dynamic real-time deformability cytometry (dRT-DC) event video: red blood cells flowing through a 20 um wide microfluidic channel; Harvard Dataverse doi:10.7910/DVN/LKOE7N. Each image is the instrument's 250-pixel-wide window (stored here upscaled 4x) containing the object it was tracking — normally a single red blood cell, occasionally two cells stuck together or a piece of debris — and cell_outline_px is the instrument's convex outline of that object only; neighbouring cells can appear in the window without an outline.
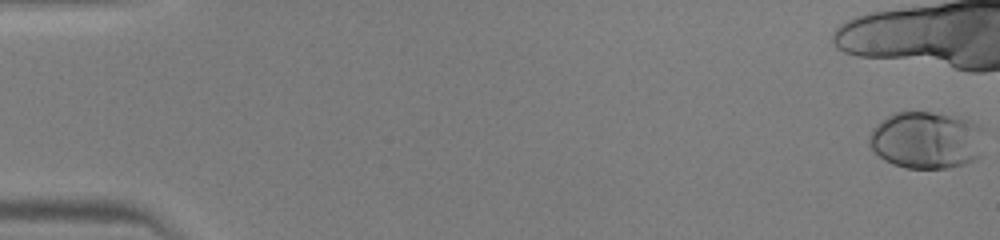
{"species": "human", "species_latin": "Homo sapiens", "temperature_condition": "warm", "stored_images_in_passage": 13, "camera_frame_rate_fps": 3000, "um_per_image_px": 0.085, "donor": {"sex": "male"}, "frame": {"image": 1, "passage_image": 1, "time_ms": 0.0, "image_size_px": [1000, 240], "cell_outline_px": [[980, 156], [976, 160], [964, 164], [948, 168], [904, 168], [892, 164], [884, 160], [868, 144], [868, 140], [872, 128], [876, 124], [888, 116], [896, 112], [932, 112], [968, 120], [976, 124], [980, 128]], "centroid_in_image_um": [78.69, 11.93], "position_along_channel_um": 6.3, "area_um2": 38.03}}